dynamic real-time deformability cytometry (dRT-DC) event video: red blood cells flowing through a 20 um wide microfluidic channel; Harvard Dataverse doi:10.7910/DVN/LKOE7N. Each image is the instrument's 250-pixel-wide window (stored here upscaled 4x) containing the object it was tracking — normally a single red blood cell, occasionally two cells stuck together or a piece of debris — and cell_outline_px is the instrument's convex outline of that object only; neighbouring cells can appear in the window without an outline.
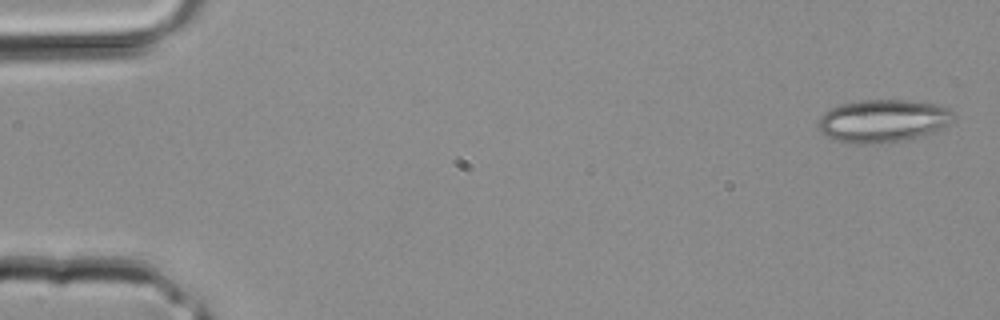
{"species": "common noctule bat (a hibernating species)", "species_latin": "Nyctalus noctula", "temperature_condition": "room temperature", "stored_images_in_passage": 3, "camera_frame_rate_fps": 3000, "um_per_image_px": 0.085, "animal": {"sex": "male", "body_mass_g": 20.4}, "frame": {"image": 1, "passage_image": 1, "time_ms": 0.0, "image_size_px": [1000, 320], "cell_outline_px": [[952, 120], [948, 124], [932, 132], [904, 140], [880, 144], [848, 144], [836, 140], [820, 132], [816, 124], [820, 116], [824, 112], [840, 104], [864, 100], [908, 100], [936, 104], [948, 108], [952, 112]], "centroid_in_image_um": [74.99, 10.28], "position_along_channel_um": 10.0, "area_um2": 33.76}}